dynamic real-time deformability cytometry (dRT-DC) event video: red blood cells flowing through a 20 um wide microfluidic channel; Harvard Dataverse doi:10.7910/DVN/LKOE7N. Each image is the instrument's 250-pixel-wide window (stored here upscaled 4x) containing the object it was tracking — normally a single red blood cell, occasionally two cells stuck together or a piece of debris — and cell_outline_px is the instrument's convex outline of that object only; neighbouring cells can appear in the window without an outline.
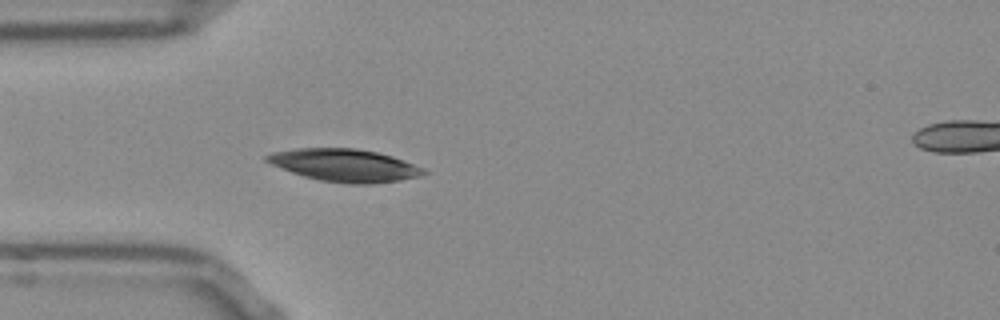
{"species": "Egyptian fruit bat (a non-hibernating species)", "species_latin": "Rousettus aegyptiacus", "temperature_condition": "room temperature", "stored_images_in_passage": 8, "camera_frame_rate_fps": 3000, "um_per_image_px": 0.085, "frame": {"image": 1, "passage_image": 4, "time_ms": 1.0, "image_size_px": [1000, 320], "cell_outline_px": [[428, 172], [420, 176], [400, 180], [372, 184], [352, 184], [320, 180], [304, 176], [292, 172], [272, 164], [264, 160], [264, 156], [272, 152], [296, 148], [356, 148], [376, 152], [392, 156], [404, 160], [424, 168]], "centroid_in_image_um": [29.31, 14.04], "position_along_channel_um": 55.7, "area_um2": 29.71}}